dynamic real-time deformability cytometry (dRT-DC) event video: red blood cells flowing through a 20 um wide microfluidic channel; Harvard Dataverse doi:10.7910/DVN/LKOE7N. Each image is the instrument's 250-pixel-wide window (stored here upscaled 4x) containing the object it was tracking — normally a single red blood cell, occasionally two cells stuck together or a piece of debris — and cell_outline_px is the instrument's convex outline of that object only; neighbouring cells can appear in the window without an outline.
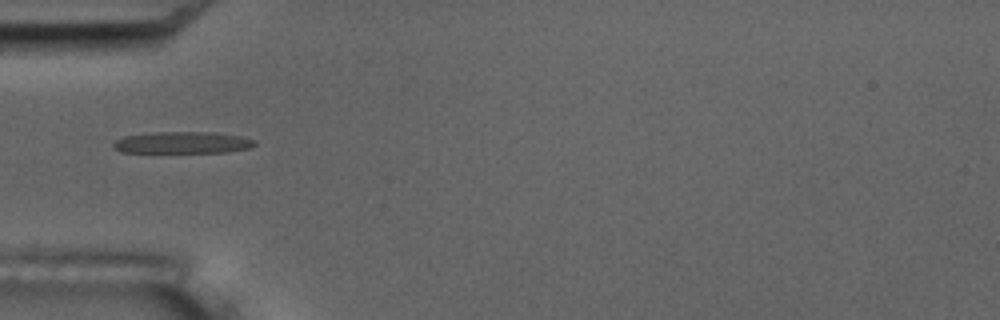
{"species": "common noctule bat (a hibernating species)", "species_latin": "Nyctalus noctula", "temperature_condition": "room temperature", "stored_images_in_passage": 3, "camera_frame_rate_fps": 3000, "um_per_image_px": 0.085, "animal": {"sex": "male", "body_mass_g": 17.5, "forearm_length_mm": 52.3}, "frame": {"image": 1, "passage_image": 1, "time_ms": 0.0, "image_size_px": [1000, 320], "cell_outline_px": [[256, 144], [252, 148], [228, 152], [120, 152], [112, 148], [112, 144], [116, 140], [124, 136], [156, 132], [212, 132], [240, 136], [256, 140]], "centroid_in_image_um": [15.53, 12.12], "position_along_channel_um": 69.5, "area_um2": 17.98}}